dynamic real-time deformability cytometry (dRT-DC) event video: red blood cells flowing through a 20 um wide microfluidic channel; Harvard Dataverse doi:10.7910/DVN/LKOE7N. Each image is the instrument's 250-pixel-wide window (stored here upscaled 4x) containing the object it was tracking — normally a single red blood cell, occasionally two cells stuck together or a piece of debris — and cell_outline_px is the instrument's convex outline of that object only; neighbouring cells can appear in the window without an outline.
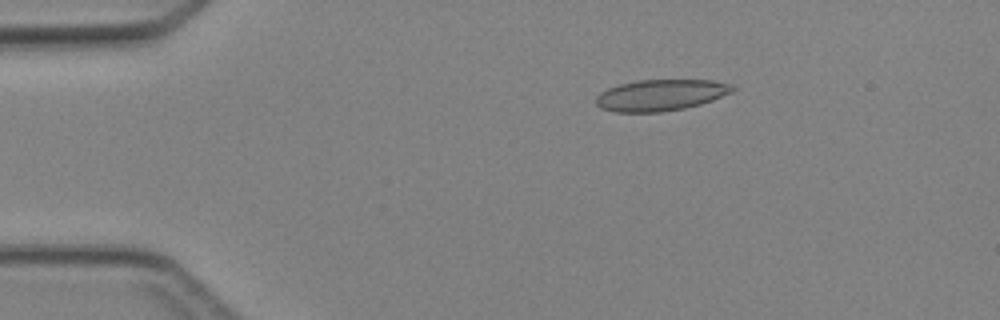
{"species": "Egyptian fruit bat (a non-hibernating species)", "species_latin": "Rousettus aegyptiacus", "temperature_condition": "cold", "stored_images_in_passage": 4, "camera_frame_rate_fps": 3000, "um_per_image_px": 0.085, "animal": {"sex": "female"}, "frame": {"image": 1, "passage_image": 2, "time_ms": 1.0, "image_size_px": [1000, 320], "cell_outline_px": [[736, 88], [732, 92], [712, 100], [700, 104], [684, 108], [660, 112], [612, 112], [600, 108], [596, 104], [596, 96], [600, 92], [608, 88], [620, 84], [636, 80], [712, 80], [732, 84]], "centroid_in_image_um": [56.14, 8.08], "position_along_channel_um": 28.9, "area_um2": 24.97}}